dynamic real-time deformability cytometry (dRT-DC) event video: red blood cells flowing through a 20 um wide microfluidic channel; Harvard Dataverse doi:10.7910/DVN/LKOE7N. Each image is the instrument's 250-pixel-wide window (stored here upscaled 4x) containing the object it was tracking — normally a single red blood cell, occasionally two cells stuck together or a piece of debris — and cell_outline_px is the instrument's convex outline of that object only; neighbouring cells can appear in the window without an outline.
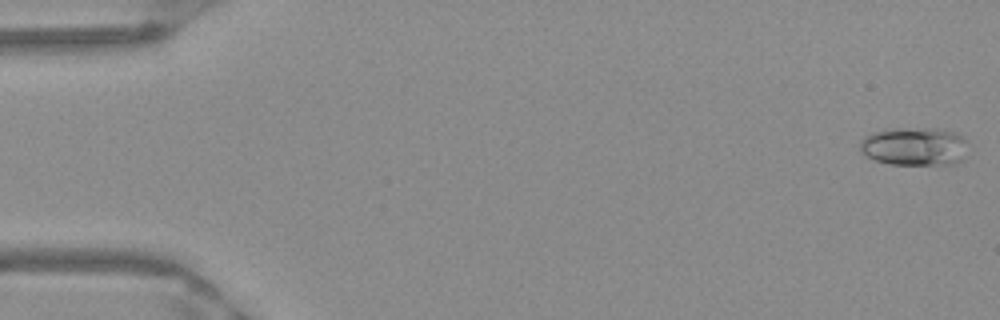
{"species": "Egyptian fruit bat (a non-hibernating species)", "species_latin": "Rousettus aegyptiacus", "temperature_condition": "warm", "stored_images_in_passage": 48, "camera_frame_rate_fps": 3000, "um_per_image_px": 0.085, "frame": {"image": 1, "passage_image": 1, "time_ms": 0.0, "image_size_px": [1000, 320], "cell_outline_px": [[964, 140], [960, 164], [888, 164], [876, 160], [860, 152], [860, 140], [864, 136], [872, 132], [884, 128], [940, 128], [956, 132]], "centroid_in_image_um": [77.64, 12.42], "position_along_channel_um": 7.4, "area_um2": 24.1}}
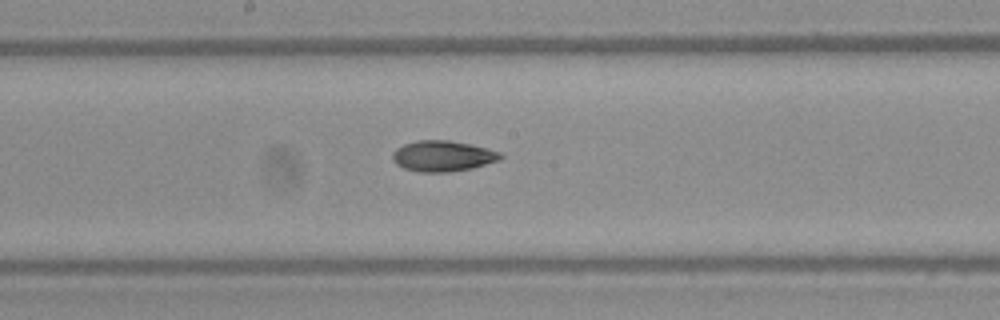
{"frame": {"image": 2, "passage_image": 27, "time_ms": 8.667, "image_size_px": [1000, 320], "cell_outline_px": [[504, 156], [500, 160], [472, 168], [448, 172], [420, 172], [404, 168], [396, 164], [392, 160], [392, 152], [396, 148], [404, 144], [416, 140], [448, 140], [468, 144], [500, 152]], "centroid_in_image_um": [37.6, 13.26], "position_along_channel_um": 210.6, "area_um2": 19.31}}
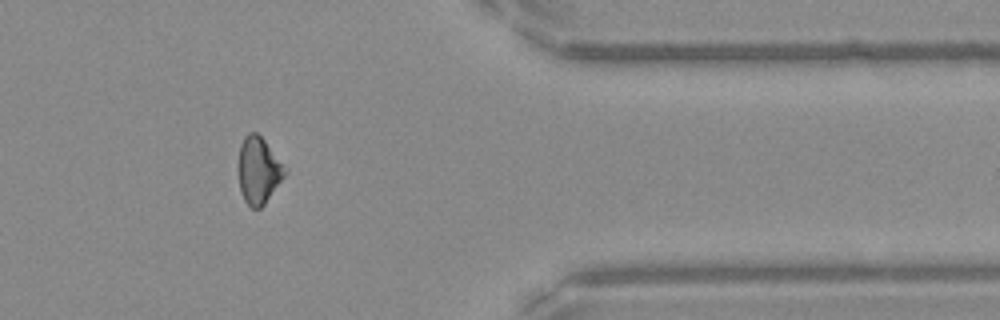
{"frame": {"image": 3, "passage_image": 42, "time_ms": 13.667, "image_size_px": [1000, 320], "cell_outline_px": [[288, 172], [264, 204], [260, 208], [252, 208], [244, 200], [240, 192], [240, 144], [244, 136], [248, 132], [256, 132], [264, 140], [288, 168]], "centroid_in_image_um": [22.02, 14.47], "position_along_channel_um": 389.4, "area_um2": 17.92}}